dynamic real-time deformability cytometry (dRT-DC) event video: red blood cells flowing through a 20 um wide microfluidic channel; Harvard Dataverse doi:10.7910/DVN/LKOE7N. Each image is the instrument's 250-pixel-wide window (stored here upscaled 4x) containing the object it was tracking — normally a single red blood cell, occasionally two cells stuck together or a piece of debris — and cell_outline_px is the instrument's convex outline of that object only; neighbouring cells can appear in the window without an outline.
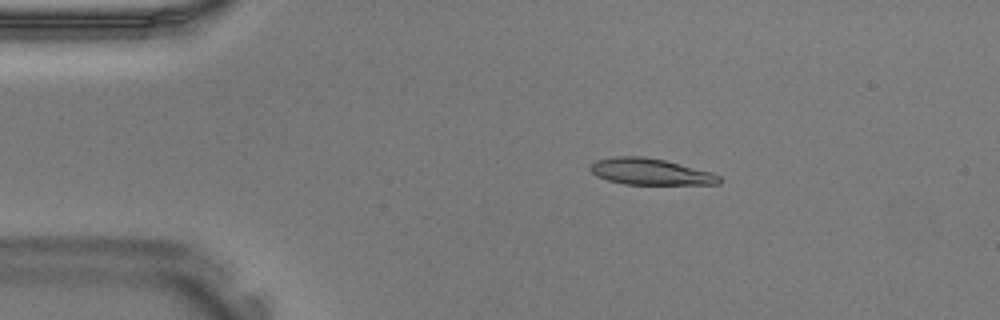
{"species": "Egyptian fruit bat (a non-hibernating species)", "species_latin": "Rousettus aegyptiacus", "temperature_condition": "warm", "stored_images_in_passage": 37, "camera_frame_rate_fps": 3000, "um_per_image_px": 0.085, "animal": {"sex": "male"}, "frame": {"image": 1, "passage_image": 4, "time_ms": 1.0, "image_size_px": [1000, 320], "cell_outline_px": [[720, 184], [624, 184], [608, 180], [596, 176], [588, 168], [588, 164], [596, 160], [612, 156], [644, 156], [664, 160], [712, 172], [720, 176]], "centroid_in_image_um": [55.22, 14.58], "position_along_channel_um": 29.8, "area_um2": 19.88}}
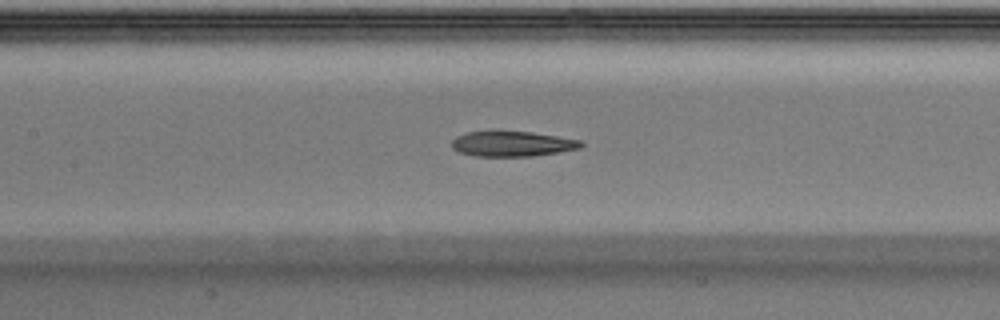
{"frame": {"image": 2, "passage_image": 15, "time_ms": 4.667, "image_size_px": [1000, 320], "cell_outline_px": [[584, 144], [580, 148], [560, 152], [532, 156], [476, 156], [460, 152], [452, 148], [452, 140], [456, 136], [468, 132], [492, 128], [496, 128], [532, 132], [580, 140]], "centroid_in_image_um": [43.49, 12.18], "position_along_channel_um": 163.9, "area_um2": 19.71}}
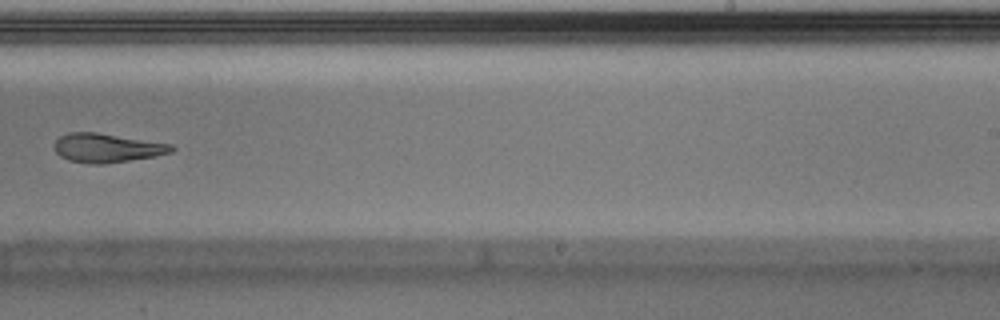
{"frame": {"image": 3, "passage_image": 22, "time_ms": 7.0, "image_size_px": [1000, 320], "cell_outline_px": [[176, 148], [172, 152], [156, 156], [104, 164], [88, 164], [68, 160], [60, 156], [56, 152], [56, 140], [60, 136], [68, 132], [96, 132], [172, 144]], "centroid_in_image_um": [9.11, 12.58], "position_along_channel_um": 279.9, "area_um2": 19.77}}